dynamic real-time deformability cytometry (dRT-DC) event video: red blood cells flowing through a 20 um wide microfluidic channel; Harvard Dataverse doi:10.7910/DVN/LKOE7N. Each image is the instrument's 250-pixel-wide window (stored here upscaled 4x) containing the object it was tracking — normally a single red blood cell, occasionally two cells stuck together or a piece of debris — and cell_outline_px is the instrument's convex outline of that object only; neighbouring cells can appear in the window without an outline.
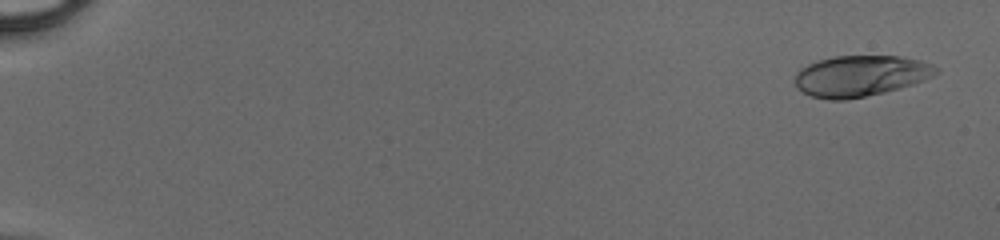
{"species": "human", "species_latin": "Homo sapiens", "temperature_condition": "cold", "stored_images_in_passage": 50, "camera_frame_rate_fps": 3000, "um_per_image_px": 0.085, "donor": {"sex": "male"}, "frame": {"image": 1, "passage_image": 3, "time_ms": 0.667, "image_size_px": [1000, 240], "cell_outline_px": [[940, 72], [924, 80], [912, 84], [884, 92], [844, 100], [828, 100], [812, 96], [796, 88], [796, 72], [800, 68], [808, 64], [820, 60], [836, 56], [900, 56], [920, 60], [932, 64], [940, 68]], "centroid_in_image_um": [73.16, 6.44], "position_along_channel_um": 11.8, "area_um2": 33.58}}
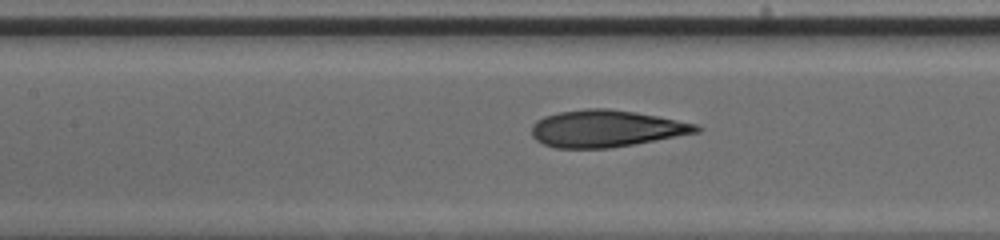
{"frame": {"image": 2, "passage_image": 26, "time_ms": 8.333, "image_size_px": [1000, 240], "cell_outline_px": [[704, 128], [700, 132], [632, 144], [608, 148], [556, 148], [544, 144], [536, 140], [532, 136], [532, 124], [536, 120], [544, 116], [560, 112], [588, 108], [608, 108], [636, 112], [696, 124]], "centroid_in_image_um": [51.5, 10.92], "position_along_channel_um": 155.9, "area_um2": 35.26}}
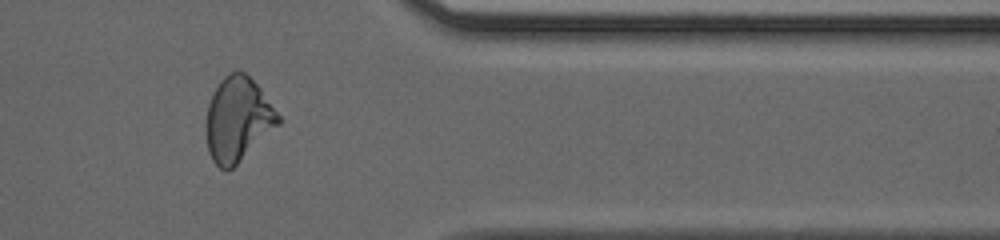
{"frame": {"image": 3, "passage_image": 43, "time_ms": 14.0, "image_size_px": [1000, 240], "cell_outline_px": [[284, 120], [280, 124], [228, 172], [220, 168], [212, 160], [208, 152], [204, 128], [204, 124], [208, 104], [220, 80], [228, 72], [236, 68], [244, 72], [260, 88]], "centroid_in_image_um": [20.2, 10.14], "position_along_channel_um": 391.2, "area_um2": 35.95}}